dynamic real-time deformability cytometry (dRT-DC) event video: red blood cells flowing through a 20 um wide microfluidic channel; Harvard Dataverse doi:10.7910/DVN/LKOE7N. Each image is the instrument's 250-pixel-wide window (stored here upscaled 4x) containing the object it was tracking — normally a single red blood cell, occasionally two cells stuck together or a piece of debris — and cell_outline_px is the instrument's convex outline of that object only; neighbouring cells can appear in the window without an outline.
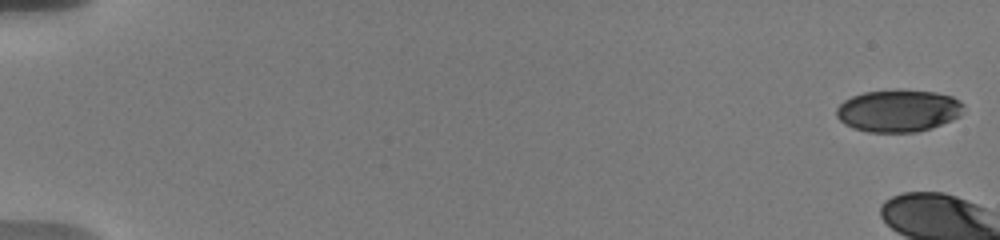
{"species": "human", "species_latin": "Homo sapiens", "temperature_condition": "warm", "stored_images_in_passage": 8, "camera_frame_rate_fps": 3000, "um_per_image_px": 0.085, "donor": {"sex": "male"}, "frame": {"image": 1, "passage_image": 1, "time_ms": 0.0, "image_size_px": [1000, 240], "cell_outline_px": [[964, 104], [960, 116], [952, 120], [916, 132], [868, 132], [852, 128], [844, 124], [836, 116], [836, 108], [844, 100], [852, 96], [864, 92], [900, 88], [936, 92], [952, 96], [960, 100]], "centroid_in_image_um": [76.34, 9.39], "position_along_channel_um": 8.7, "area_um2": 31.67}}